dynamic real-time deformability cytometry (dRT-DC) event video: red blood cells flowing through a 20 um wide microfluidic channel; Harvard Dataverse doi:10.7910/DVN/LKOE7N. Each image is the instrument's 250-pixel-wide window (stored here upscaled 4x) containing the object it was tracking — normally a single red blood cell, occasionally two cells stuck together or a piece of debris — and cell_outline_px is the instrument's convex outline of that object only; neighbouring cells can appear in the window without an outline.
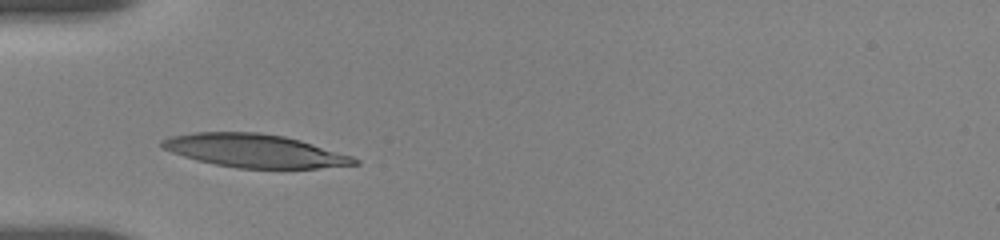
{"species": "human", "species_latin": "Homo sapiens", "temperature_condition": "room temperature", "stored_images_in_passage": 3, "camera_frame_rate_fps": 3000, "um_per_image_px": 0.085, "donor": {"sex": "female"}, "frame": {"image": 1, "passage_image": 2, "time_ms": 1.0, "image_size_px": [1000, 240], "cell_outline_px": [[360, 164], [316, 168], [236, 168], [196, 160], [160, 148], [160, 140], [168, 136], [192, 132], [260, 132], [284, 136], [300, 140], [352, 156], [360, 160]], "centroid_in_image_um": [21.6, 12.8], "position_along_channel_um": 63.4, "area_um2": 37.34}}